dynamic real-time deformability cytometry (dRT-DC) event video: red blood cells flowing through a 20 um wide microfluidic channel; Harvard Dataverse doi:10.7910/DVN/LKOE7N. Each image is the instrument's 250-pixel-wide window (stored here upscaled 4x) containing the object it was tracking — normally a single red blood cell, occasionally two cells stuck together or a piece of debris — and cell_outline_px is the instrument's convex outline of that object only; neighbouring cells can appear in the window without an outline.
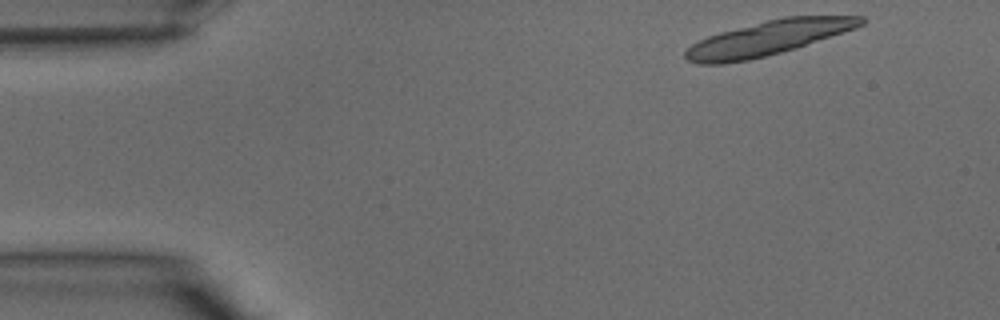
{"species": "common noctule bat (a hibernating species)", "species_latin": "Nyctalus noctula", "temperature_condition": "warm", "stored_images_in_passage": 11, "camera_frame_rate_fps": 3000, "um_per_image_px": 0.085, "animal": {"sex": "male", "body_mass_g": 15.6}, "frame": {"image": 1, "passage_image": 1, "time_ms": 0.0, "image_size_px": [1000, 320], "cell_outline_px": [[868, 20], [864, 24], [856, 28], [796, 48], [748, 60], [724, 64], [700, 64], [688, 60], [684, 56], [684, 52], [692, 44], [708, 36], [720, 32], [784, 16], [864, 16]], "centroid_in_image_um": [65.32, 3.23], "position_along_channel_um": 19.7, "area_um2": 35.03}}